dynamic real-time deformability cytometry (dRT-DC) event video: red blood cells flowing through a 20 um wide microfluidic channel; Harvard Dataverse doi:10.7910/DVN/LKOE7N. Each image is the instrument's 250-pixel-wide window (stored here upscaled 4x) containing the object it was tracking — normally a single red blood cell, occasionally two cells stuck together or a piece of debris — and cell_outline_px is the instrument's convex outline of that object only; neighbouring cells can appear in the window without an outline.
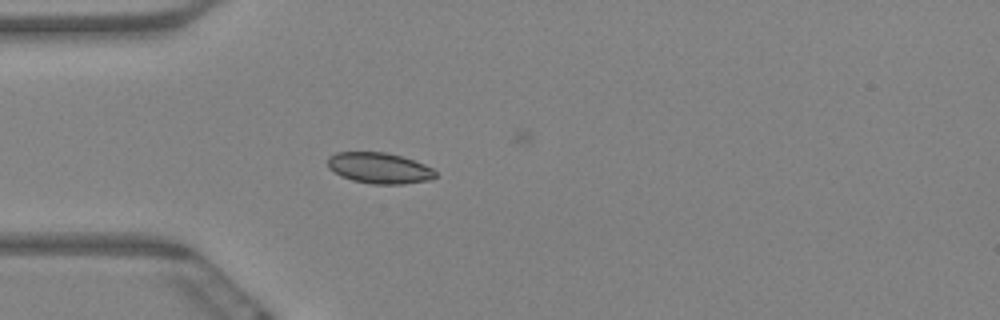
{"species": "Egyptian fruit bat (a non-hibernating species)", "species_latin": "Rousettus aegyptiacus", "temperature_condition": "warm", "stored_images_in_passage": 2, "camera_frame_rate_fps": 3000, "um_per_image_px": 0.085, "animal": {"sex": "female"}, "frame": {"image": 1, "passage_image": 2, "time_ms": 0.333, "image_size_px": [1000, 320], "cell_outline_px": [[436, 176], [432, 180], [404, 184], [372, 184], [352, 180], [340, 176], [328, 168], [328, 156], [336, 152], [388, 152], [424, 164], [432, 168], [436, 172]], "centroid_in_image_um": [32.23, 14.29], "position_along_channel_um": 52.8, "area_um2": 19.54}}